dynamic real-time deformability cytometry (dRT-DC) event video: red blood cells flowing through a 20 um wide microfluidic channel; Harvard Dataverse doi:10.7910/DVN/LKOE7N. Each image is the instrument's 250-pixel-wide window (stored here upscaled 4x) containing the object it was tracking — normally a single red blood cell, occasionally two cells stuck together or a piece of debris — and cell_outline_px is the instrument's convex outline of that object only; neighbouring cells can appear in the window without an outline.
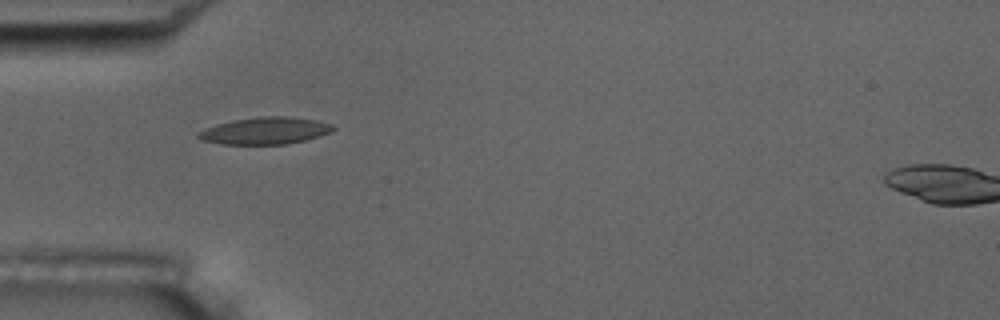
{"species": "common noctule bat (a hibernating species)", "species_latin": "Nyctalus noctula", "temperature_condition": "room temperature", "stored_images_in_passage": 56, "camera_frame_rate_fps": 3000, "um_per_image_px": 0.085, "animal": {"sex": "male", "body_mass_g": 17.5, "forearm_length_mm": 52.3}, "frame": {"image": 1, "passage_image": 17, "time_ms": 5.333, "image_size_px": [1000, 320], "cell_outline_px": [[336, 128], [332, 132], [320, 136], [288, 144], [220, 144], [200, 140], [196, 136], [196, 132], [204, 128], [216, 124], [232, 120], [260, 116], [288, 116], [316, 120], [332, 124]], "centroid_in_image_um": [22.51, 11.11], "position_along_channel_um": 62.5, "area_um2": 21.5}}
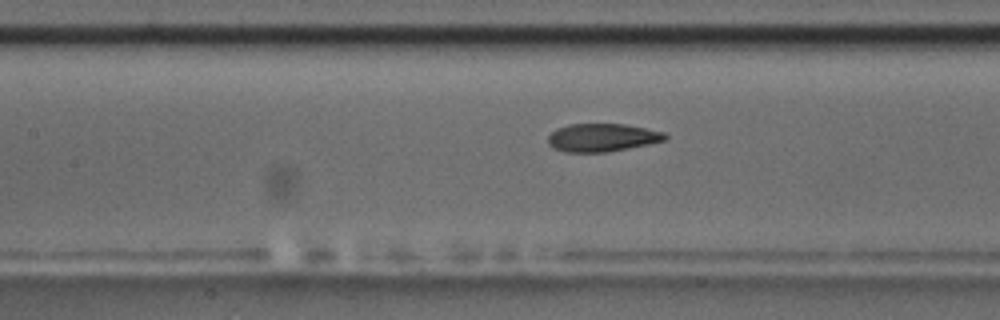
{"frame": {"image": 2, "passage_image": 25, "time_ms": 8.0, "image_size_px": [1000, 320], "cell_outline_px": [[668, 136], [664, 140], [648, 144], [608, 152], [564, 152], [552, 148], [548, 144], [548, 136], [556, 128], [568, 124], [624, 124], [664, 132]], "centroid_in_image_um": [51.13, 11.69], "position_along_channel_um": 156.3, "area_um2": 19.13}, "authors_computed_cell_mechanics": {"area_um2": 19.6809, "velocity_mm_per_s": 3.5636, "shape_relaxation_time_tau1_ms": 6.0877, "shape_relaxation_time_tau2_ms": 1.9178, "deformation_change_tau1": 0.1945, "deformation_change_tau2": 0.0958}}